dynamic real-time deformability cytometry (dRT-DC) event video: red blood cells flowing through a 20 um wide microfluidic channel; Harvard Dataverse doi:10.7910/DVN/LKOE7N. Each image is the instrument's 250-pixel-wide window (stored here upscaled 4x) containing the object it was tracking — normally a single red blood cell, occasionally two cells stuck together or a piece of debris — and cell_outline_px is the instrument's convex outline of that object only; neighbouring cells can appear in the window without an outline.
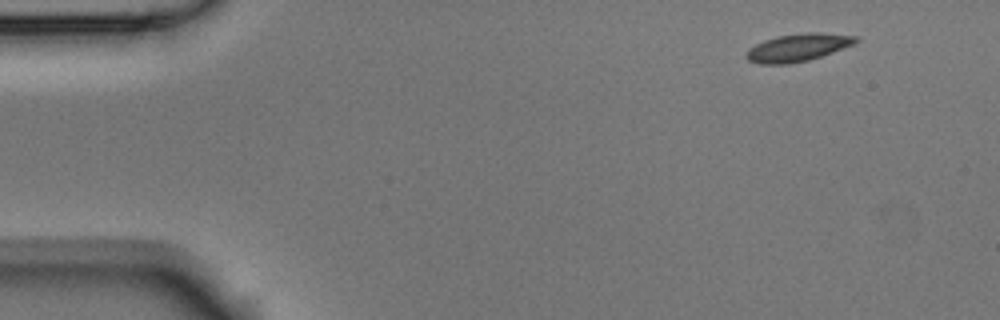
{"species": "Egyptian fruit bat (a non-hibernating species)", "species_latin": "Rousettus aegyptiacus", "temperature_condition": "room temperature", "stored_images_in_passage": 5, "camera_frame_rate_fps": 3000, "um_per_image_px": 0.085, "animal": {"sex": "male"}, "frame": {"image": 1, "passage_image": 1, "time_ms": 0.0, "image_size_px": [1000, 320], "cell_outline_px": [[860, 40], [856, 44], [808, 60], [788, 64], [760, 64], [748, 60], [744, 56], [748, 48], [764, 40], [776, 36], [804, 32], [820, 32], [856, 36]], "centroid_in_image_um": [67.81, 4.03], "position_along_channel_um": 17.2, "area_um2": 17.8}}
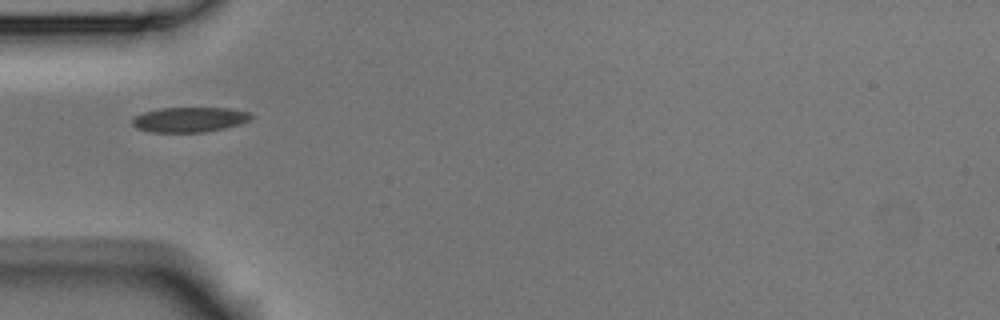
{"frame": {"image": 2, "passage_image": 4, "time_ms": 1.0, "image_size_px": [1000, 320], "cell_outline_px": [[252, 116], [248, 120], [240, 124], [224, 128], [204, 132], [152, 132], [136, 128], [132, 124], [132, 120], [136, 116], [144, 112], [160, 108], [232, 108], [248, 112]], "centroid_in_image_um": [16.1, 10.16], "position_along_channel_um": 68.9, "area_um2": 17.17}}
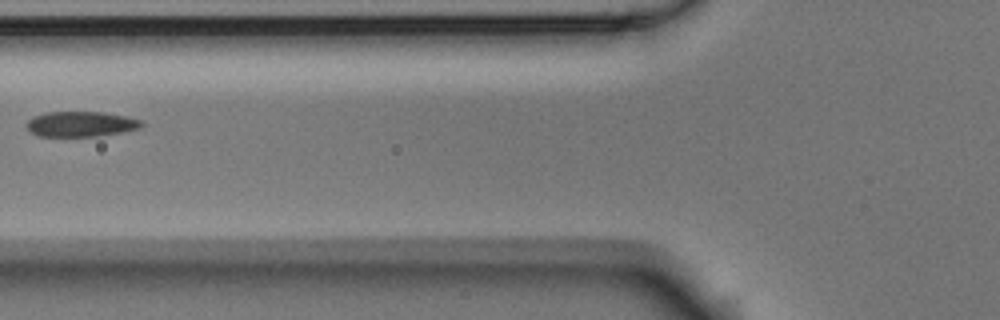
{"frame": {"image": 3, "passage_image": 5, "time_ms": 1.333, "image_size_px": [1000, 320], "cell_outline_px": [[144, 124], [140, 128], [100, 136], [36, 136], [28, 132], [24, 124], [32, 116], [48, 112], [104, 112], [144, 120]], "centroid_in_image_um": [6.83, 10.54], "position_along_channel_um": 119.0, "area_um2": 17.17}}